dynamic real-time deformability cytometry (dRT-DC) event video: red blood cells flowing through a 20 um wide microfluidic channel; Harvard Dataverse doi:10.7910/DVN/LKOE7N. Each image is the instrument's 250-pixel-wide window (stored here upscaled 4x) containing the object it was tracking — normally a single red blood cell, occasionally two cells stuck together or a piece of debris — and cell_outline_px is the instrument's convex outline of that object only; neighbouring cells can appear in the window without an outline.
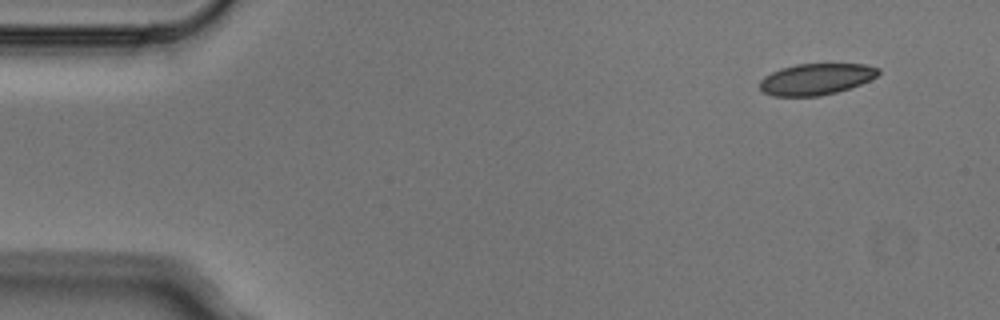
{"species": "Egyptian fruit bat (a non-hibernating species)", "species_latin": "Rousettus aegyptiacus", "temperature_condition": "cold", "stored_images_in_passage": 5, "segment_of_instrument_passage": [2, 2], "camera_frame_rate_fps": 3000, "um_per_image_px": 0.085, "animal": {"sex": "male"}, "frame": {"image": 1, "passage_image": 5, "time_ms": 1.333, "image_size_px": [1000, 320], "cell_outline_px": [[880, 72], [876, 76], [860, 84], [836, 92], [820, 96], [772, 96], [764, 92], [760, 88], [760, 80], [764, 76], [780, 68], [796, 64], [864, 64], [880, 68]], "centroid_in_image_um": [69.34, 6.72], "position_along_channel_um": 15.7, "area_um2": 21.56}}